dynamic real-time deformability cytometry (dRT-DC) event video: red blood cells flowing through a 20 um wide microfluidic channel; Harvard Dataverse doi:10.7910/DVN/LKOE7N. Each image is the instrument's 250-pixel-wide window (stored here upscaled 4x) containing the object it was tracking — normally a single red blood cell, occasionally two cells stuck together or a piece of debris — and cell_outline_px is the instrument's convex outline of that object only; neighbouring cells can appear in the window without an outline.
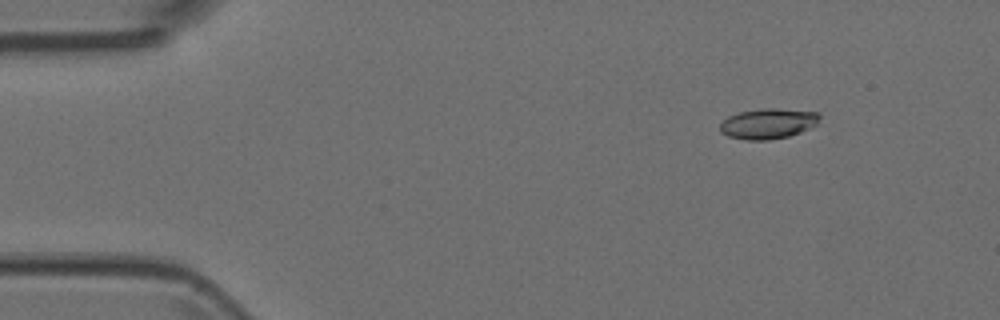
{"species": "Egyptian fruit bat (a non-hibernating species)", "species_latin": "Rousettus aegyptiacus", "temperature_condition": "room temperature", "stored_images_in_passage": 9, "camera_frame_rate_fps": 3000, "um_per_image_px": 0.085, "animal": {"sex": "female"}, "frame": {"image": 1, "passage_image": 2, "time_ms": 0.333, "image_size_px": [1000, 320], "cell_outline_px": [[820, 116], [816, 124], [800, 132], [788, 136], [768, 140], [744, 140], [728, 136], [720, 132], [720, 124], [728, 116], [740, 112], [760, 108], [776, 108], [820, 112]], "centroid_in_image_um": [65.27, 10.5], "position_along_channel_um": 19.7, "area_um2": 17.63}}
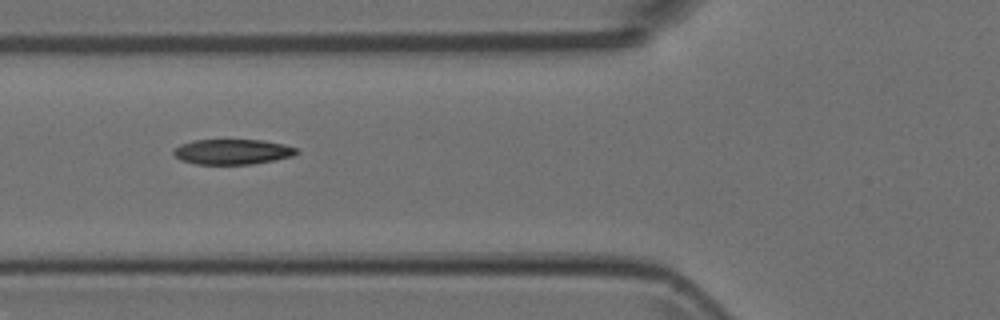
{"frame": {"image": 2, "passage_image": 6, "time_ms": 1.667, "image_size_px": [1000, 320], "cell_outline_px": [[300, 152], [292, 156], [252, 164], [196, 164], [180, 160], [172, 152], [172, 148], [180, 144], [192, 140], [264, 140], [284, 144], [296, 148]], "centroid_in_image_um": [19.72, 12.89], "position_along_channel_um": 106.1, "area_um2": 18.15}}
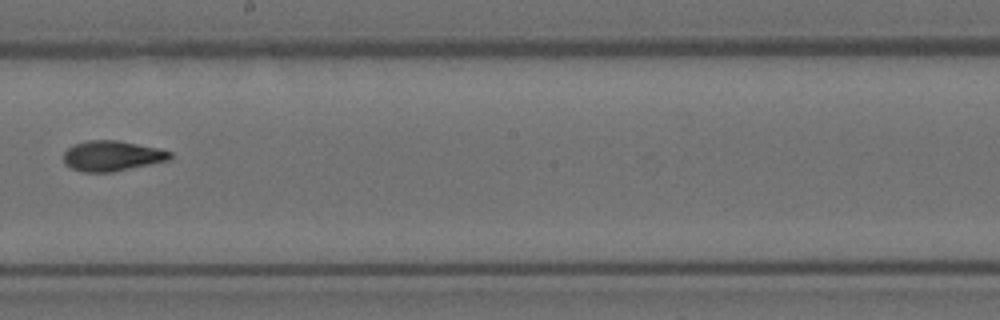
{"frame": {"image": 3, "passage_image": 9, "time_ms": 2.667, "image_size_px": [1000, 320], "cell_outline_px": [[172, 160], [112, 172], [80, 172], [64, 164], [64, 152], [68, 148], [76, 144], [88, 140], [120, 140], [160, 148], [172, 152]], "centroid_in_image_um": [9.57, 13.25], "position_along_channel_um": 238.6, "area_um2": 19.07}}